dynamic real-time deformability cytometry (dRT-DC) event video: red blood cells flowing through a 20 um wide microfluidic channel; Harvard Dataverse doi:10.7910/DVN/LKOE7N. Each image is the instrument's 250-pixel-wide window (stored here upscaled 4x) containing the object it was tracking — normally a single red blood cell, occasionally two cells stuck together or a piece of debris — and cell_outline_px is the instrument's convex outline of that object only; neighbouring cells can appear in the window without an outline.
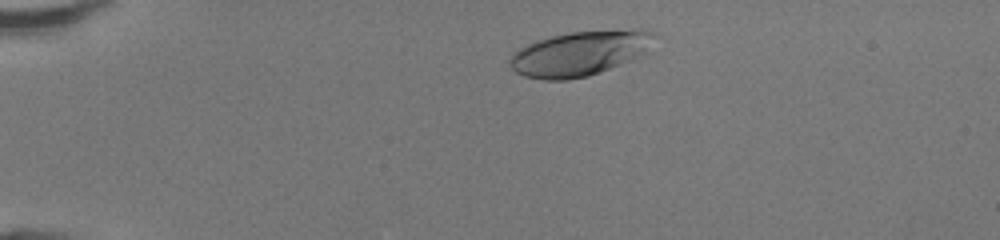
{"species": "human", "species_latin": "Homo sapiens", "temperature_condition": "room temperature", "stored_images_in_passage": 42, "camera_frame_rate_fps": 3000, "um_per_image_px": 0.085, "donor": {"sex": "female"}, "frame": {"image": 1, "passage_image": 4, "time_ms": 1.0, "image_size_px": [1000, 240], "cell_outline_px": [[652, 32], [644, 52], [632, 60], [588, 76], [568, 80], [544, 80], [524, 76], [516, 72], [508, 64], [508, 60], [512, 52], [536, 40], [548, 36], [572, 32], [632, 28], [640, 28]], "centroid_in_image_um": [49.18, 4.54], "position_along_channel_um": 35.8, "area_um2": 37.51}}
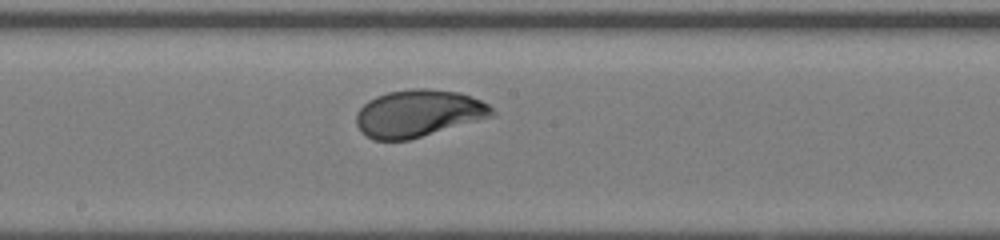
{"frame": {"image": 2, "passage_image": 21, "time_ms": 6.667, "image_size_px": [1000, 240], "cell_outline_px": [[496, 116], [408, 140], [376, 140], [360, 132], [356, 124], [356, 112], [368, 100], [376, 96], [388, 92], [412, 88], [428, 88], [460, 92], [480, 100], [488, 104], [496, 112]], "centroid_in_image_um": [35.58, 9.63], "position_along_channel_um": 212.6, "area_um2": 37.57}}
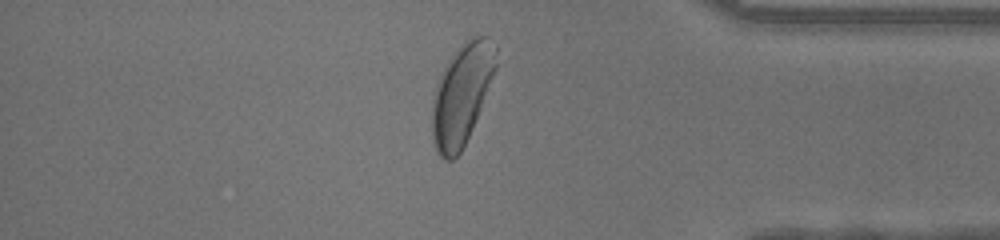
{"frame": {"image": 3, "passage_image": 35, "time_ms": 11.333, "image_size_px": [1000, 240], "cell_outline_px": [[496, 68], [472, 128], [460, 152], [452, 160], [444, 160], [436, 152], [432, 140], [432, 100], [436, 84], [448, 60], [468, 40], [476, 36], [488, 36], [496, 44]], "centroid_in_image_um": [39.23, 8.04], "position_along_channel_um": 396.0, "area_um2": 36.88}, "authors_computed_cell_mechanics": {"area_um2": 36.8764, "velocity_mm_per_s": 4.2825, "shape_relaxation_time_tau1_ms": 2.2789, "shape_relaxation_time_tau2_ms": null, "deformation_change_tau1": 0.1604, "deformation_change_tau2": null}}